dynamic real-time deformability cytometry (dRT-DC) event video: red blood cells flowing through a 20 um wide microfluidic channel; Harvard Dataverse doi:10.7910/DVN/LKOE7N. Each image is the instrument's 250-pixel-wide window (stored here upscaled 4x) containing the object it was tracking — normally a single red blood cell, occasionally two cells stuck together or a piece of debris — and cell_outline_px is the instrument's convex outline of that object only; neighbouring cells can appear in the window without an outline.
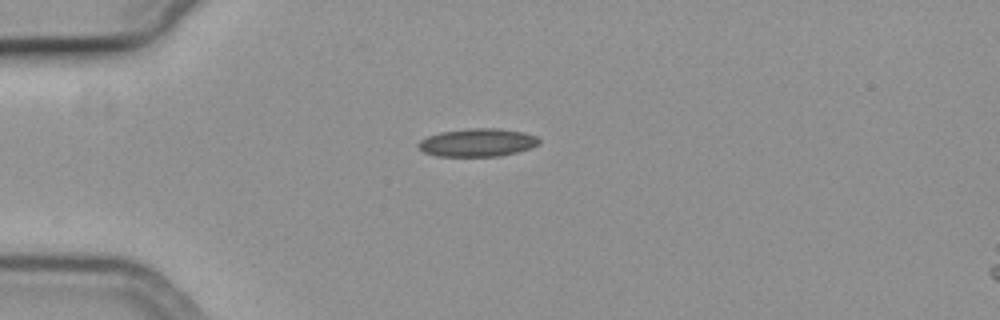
{"species": "common noctule bat (a hibernating species)", "species_latin": "Nyctalus noctula", "temperature_condition": "cold", "stored_images_in_passage": 42, "camera_frame_rate_fps": 3000, "um_per_image_px": 0.085, "animal": {"sex": "female", "body_mass_g": 19.3, "forearm_length_mm": 54.1}, "frame": {"image": 1, "passage_image": 1, "time_ms": 0.0, "image_size_px": [1000, 320], "cell_outline_px": [[540, 144], [532, 148], [500, 156], [436, 156], [424, 152], [416, 144], [420, 140], [428, 136], [440, 132], [468, 128], [500, 128], [524, 132], [536, 136], [540, 140]], "centroid_in_image_um": [40.61, 12.11], "position_along_channel_um": 44.4, "area_um2": 19.88}}
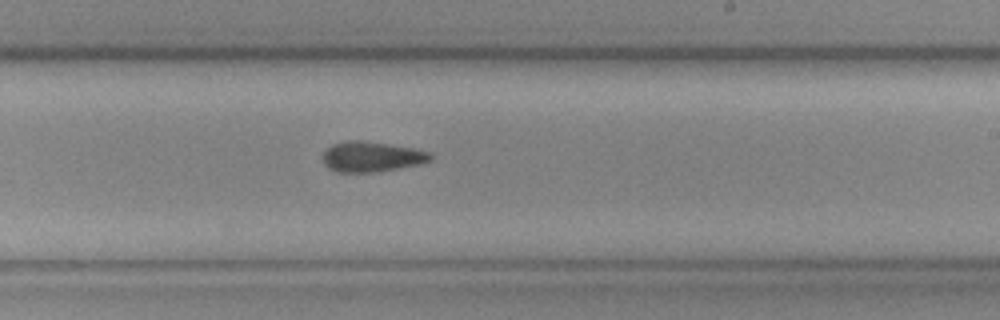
{"frame": {"image": 2, "passage_image": 20, "time_ms": 6.333, "image_size_px": [1000, 320], "cell_outline_px": [[432, 160], [416, 164], [376, 172], [336, 172], [328, 168], [324, 164], [324, 152], [332, 144], [348, 140], [360, 140], [388, 144], [412, 148], [428, 152], [432, 156]], "centroid_in_image_um": [31.54, 13.32], "position_along_channel_um": 257.5, "area_um2": 18.67}}
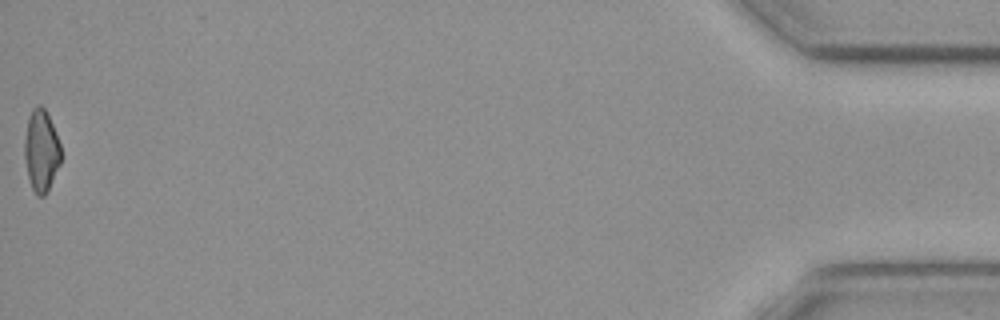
{"frame": {"image": 3, "passage_image": 42, "time_ms": 13.667, "image_size_px": [1000, 320], "cell_outline_px": [[60, 164], [48, 192], [44, 196], [36, 196], [32, 188], [28, 176], [24, 156], [24, 140], [28, 116], [32, 108], [36, 104], [40, 104], [44, 108], [52, 124], [60, 144]], "centroid_in_image_um": [3.49, 12.81], "position_along_channel_um": 431.7, "area_um2": 17.46}, "authors_computed_cell_mechanics": {"area_um2": 18.785, "velocity_mm_per_s": 3.7569, "shape_relaxation_time_tau1_ms": null, "shape_relaxation_time_tau2_ms": 4.1194, "deformation_change_tau1": null, "deformation_change_tau2": 0.1112}}